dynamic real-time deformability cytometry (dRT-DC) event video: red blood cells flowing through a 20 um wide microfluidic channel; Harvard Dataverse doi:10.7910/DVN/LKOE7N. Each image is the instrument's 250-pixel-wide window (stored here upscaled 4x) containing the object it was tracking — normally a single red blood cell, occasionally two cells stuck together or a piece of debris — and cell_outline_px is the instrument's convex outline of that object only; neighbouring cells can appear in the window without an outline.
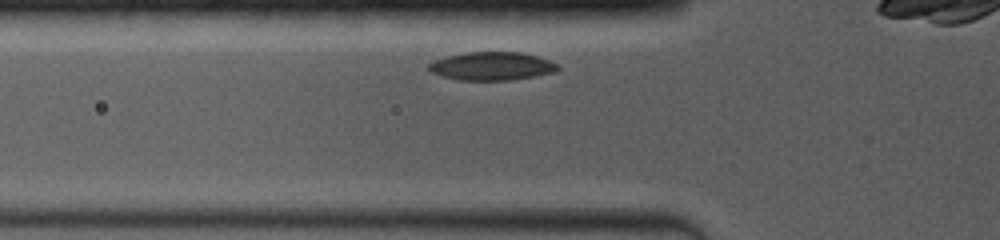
{"species": "common noctule bat (a hibernating species)", "species_latin": "Nyctalus noctula", "temperature_condition": "room temperature", "stored_images_in_passage": 28, "camera_frame_rate_fps": 4000, "um_per_image_px": 0.085, "animal": {"sex": "female", "body_mass_g": 19.0, "forearm_length_mm": 53.3}, "frame": {"image": 1, "passage_image": 2, "time_ms": 0.25, "image_size_px": [1000, 240], "cell_outline_px": [[560, 68], [556, 72], [512, 80], [460, 80], [440, 76], [432, 72], [428, 68], [428, 64], [432, 60], [464, 52], [520, 52], [536, 56], [560, 64]], "centroid_in_image_um": [41.81, 5.62], "position_along_channel_um": 84.0, "area_um2": 21.39}}
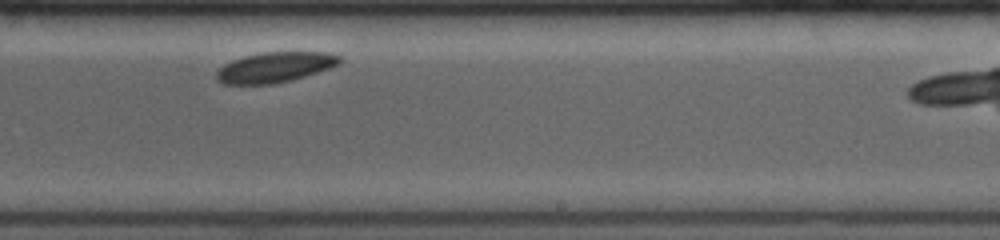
{"frame": {"image": 2, "passage_image": 17, "time_ms": 5.25, "image_size_px": [1000, 240], "cell_outline_px": [[344, 60], [340, 64], [292, 80], [272, 84], [224, 84], [216, 80], [216, 72], [224, 64], [232, 60], [244, 56], [264, 52], [328, 52], [340, 56]], "centroid_in_image_um": [23.37, 5.71], "position_along_channel_um": 265.6, "area_um2": 21.73}}
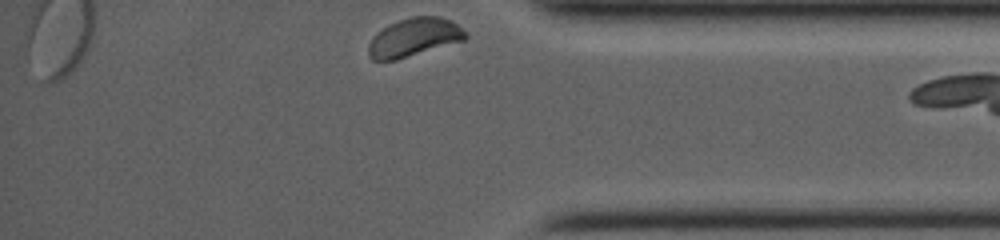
{"frame": {"image": 3, "passage_image": 28, "time_ms": 9.0, "image_size_px": [1000, 240], "cell_outline_px": [[468, 36], [464, 40], [396, 60], [372, 60], [368, 56], [368, 44], [372, 36], [376, 32], [388, 24], [412, 16], [440, 16], [452, 20]], "centroid_in_image_um": [35.14, 3.17], "position_along_channel_um": 400.1, "area_um2": 21.68}}